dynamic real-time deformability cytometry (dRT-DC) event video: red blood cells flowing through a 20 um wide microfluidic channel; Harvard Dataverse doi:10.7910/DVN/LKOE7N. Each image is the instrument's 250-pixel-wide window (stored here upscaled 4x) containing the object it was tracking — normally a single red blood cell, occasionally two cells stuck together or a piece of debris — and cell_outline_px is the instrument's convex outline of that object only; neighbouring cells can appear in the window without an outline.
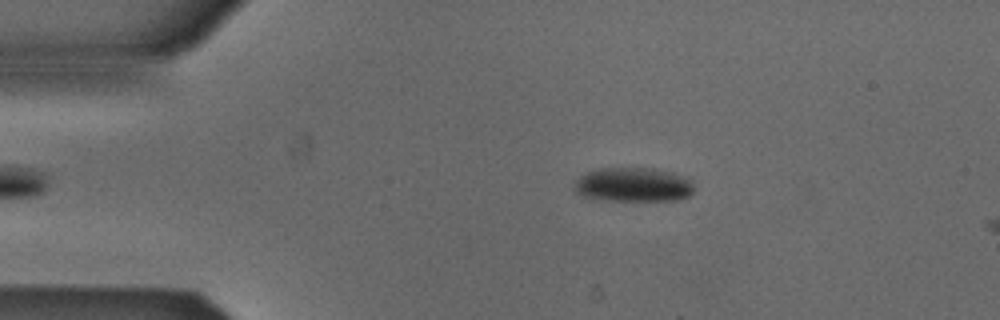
{"species": "Egyptian fruit bat (a non-hibernating species)", "species_latin": "Rousettus aegyptiacus", "temperature_condition": "cold", "stored_images_in_passage": 3, "camera_frame_rate_fps": 3000, "um_per_image_px": 0.085, "animal": {"sex": "male"}, "frame": {"image": 1, "passage_image": 2, "time_ms": 0.333, "image_size_px": [1000, 320], "cell_outline_px": [[692, 192], [688, 196], [676, 200], [608, 200], [584, 196], [576, 192], [572, 188], [576, 180], [584, 172], [596, 168], [652, 168], [672, 172], [692, 180]], "centroid_in_image_um": [53.79, 15.68], "position_along_channel_um": 31.2, "area_um2": 23.87}}